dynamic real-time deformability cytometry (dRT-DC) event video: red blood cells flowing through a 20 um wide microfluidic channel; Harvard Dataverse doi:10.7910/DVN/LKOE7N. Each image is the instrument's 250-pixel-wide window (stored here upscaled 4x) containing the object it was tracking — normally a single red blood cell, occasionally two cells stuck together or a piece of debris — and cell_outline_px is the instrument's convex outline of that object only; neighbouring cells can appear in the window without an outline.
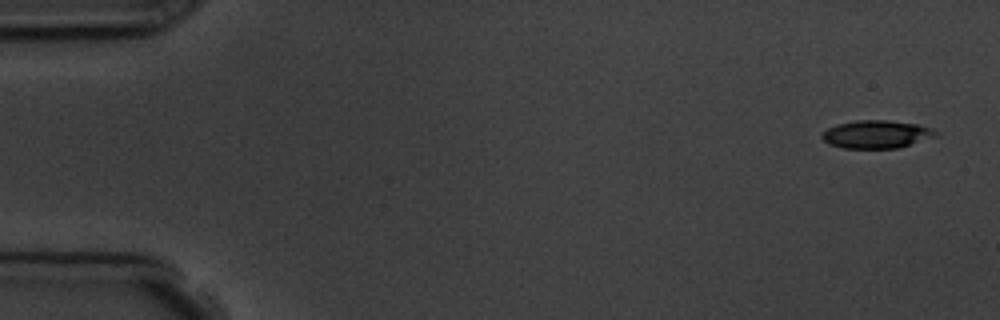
{"species": "common noctule bat (a hibernating species)", "species_latin": "Nyctalus noctula", "temperature_condition": "room temperature", "stored_images_in_passage": 5, "camera_frame_rate_fps": 3000, "um_per_image_px": 0.085, "animal": {"sex": "male", "body_mass_g": 19.5, "forearm_length_mm": 54.6}, "frame": {"image": 1, "passage_image": 1, "time_ms": 0.0, "image_size_px": [1000, 320], "cell_outline_px": [[940, 136], [896, 148], [844, 148], [828, 144], [820, 136], [820, 132], [836, 124], [856, 120], [888, 120], [916, 124], [932, 128], [940, 132]], "centroid_in_image_um": [74.51, 11.41], "position_along_channel_um": 10.5, "area_um2": 18.79}}